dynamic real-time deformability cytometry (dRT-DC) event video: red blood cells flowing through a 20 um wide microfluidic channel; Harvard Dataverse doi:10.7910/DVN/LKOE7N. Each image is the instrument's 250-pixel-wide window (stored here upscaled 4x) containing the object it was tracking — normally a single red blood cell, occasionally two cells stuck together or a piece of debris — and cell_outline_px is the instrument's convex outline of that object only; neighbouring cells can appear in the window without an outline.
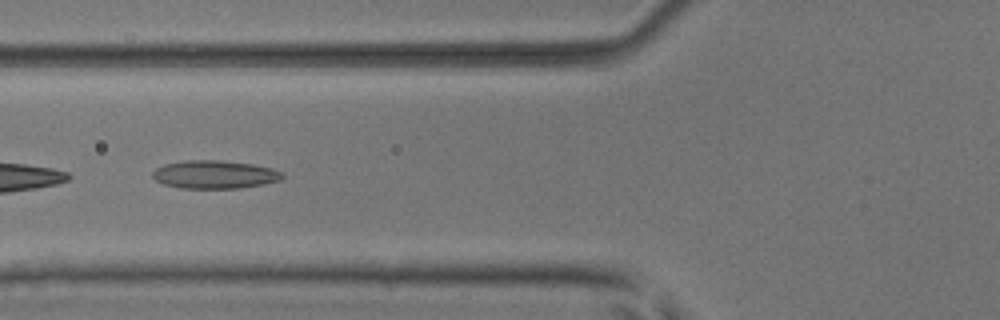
{"species": "common noctule bat (a hibernating species)", "species_latin": "Nyctalus noctula", "temperature_condition": "room temperature", "stored_images_in_passage": 44, "camera_frame_rate_fps": 3000, "um_per_image_px": 0.085, "animal": {"sex": "male", "body_mass_g": 17.9, "forearm_length_mm": 54.2}, "frame": {"image": 1, "passage_image": 13, "time_ms": 4.0, "image_size_px": [1000, 320], "cell_outline_px": [[284, 176], [280, 180], [264, 184], [240, 188], [180, 188], [164, 184], [156, 180], [152, 176], [152, 172], [156, 168], [164, 164], [188, 160], [220, 160], [252, 164], [272, 168], [280, 172]], "centroid_in_image_um": [18.23, 14.83], "position_along_channel_um": 107.6, "area_um2": 21.21}}
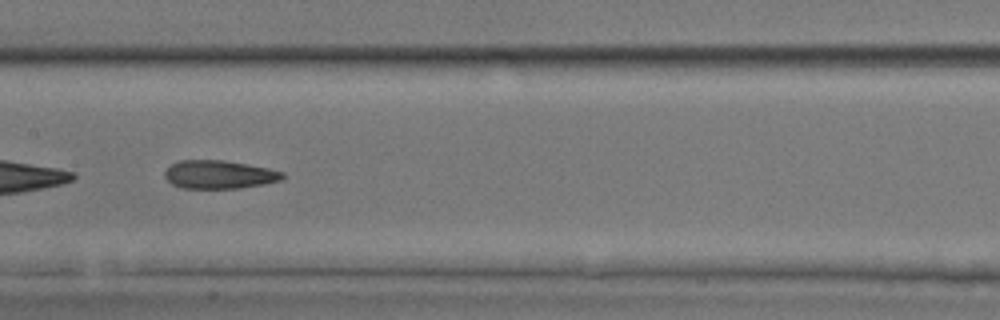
{"frame": {"image": 2, "passage_image": 19, "time_ms": 6.0, "image_size_px": [1000, 320], "cell_outline_px": [[284, 176], [280, 180], [264, 184], [240, 188], [180, 188], [172, 184], [164, 176], [164, 172], [172, 164], [180, 160], [224, 160], [248, 164], [268, 168], [284, 172]], "centroid_in_image_um": [18.63, 14.83], "position_along_channel_um": 188.8, "area_um2": 19.42}}
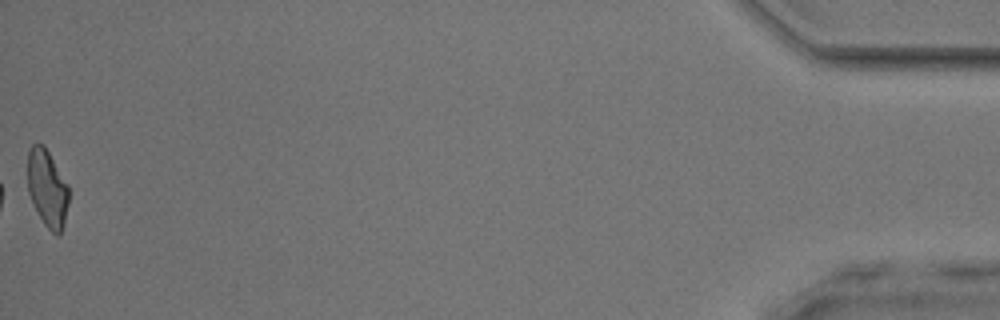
{"frame": {"image": 3, "passage_image": 44, "time_ms": 14.333, "image_size_px": [1000, 320], "cell_outline_px": [[68, 204], [64, 224], [60, 236], [56, 236], [44, 224], [28, 192], [28, 152], [32, 144], [44, 144], [68, 184]], "centroid_in_image_um": [4.03, 16.01], "position_along_channel_um": 431.2, "area_um2": 18.44}, "authors_computed_cell_mechanics": {"area_um2": 19.7965, "velocity_mm_per_s": 4.0688, "shape_relaxation_time_tau1_ms": null, "shape_relaxation_time_tau2_ms": 1.8079, "deformation_change_tau1": null, "deformation_change_tau2": 0.0972}}